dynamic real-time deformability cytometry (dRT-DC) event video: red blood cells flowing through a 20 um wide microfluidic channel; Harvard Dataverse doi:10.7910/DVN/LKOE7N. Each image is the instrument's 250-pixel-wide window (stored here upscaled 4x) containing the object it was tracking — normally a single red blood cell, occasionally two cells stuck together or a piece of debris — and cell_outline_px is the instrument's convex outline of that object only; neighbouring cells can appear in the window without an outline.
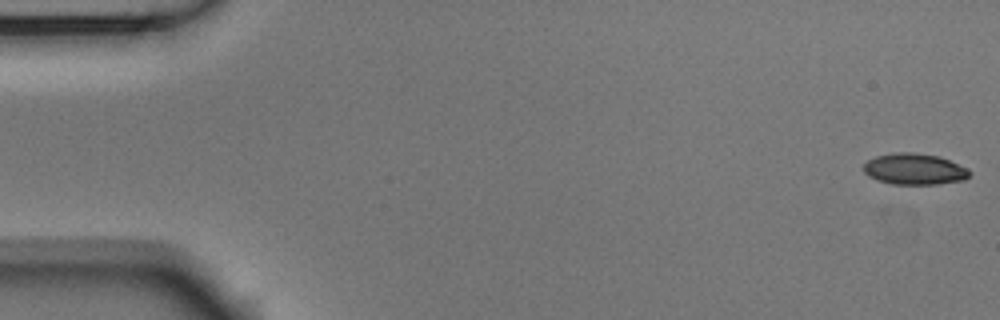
{"species": "Egyptian fruit bat (a non-hibernating species)", "species_latin": "Rousettus aegyptiacus", "temperature_condition": "room temperature", "stored_images_in_passage": 53, "camera_frame_rate_fps": 3000, "um_per_image_px": 0.085, "animal": {"sex": "male"}, "frame": {"image": 1, "passage_image": 1, "time_ms": 0.0, "image_size_px": [1000, 320], "cell_outline_px": [[972, 172], [964, 180], [936, 184], [892, 184], [868, 176], [864, 172], [864, 164], [868, 160], [876, 156], [896, 152], [912, 152], [940, 156], [968, 168]], "centroid_in_image_um": [77.75, 14.36], "position_along_channel_um": 7.2, "area_um2": 19.25}}
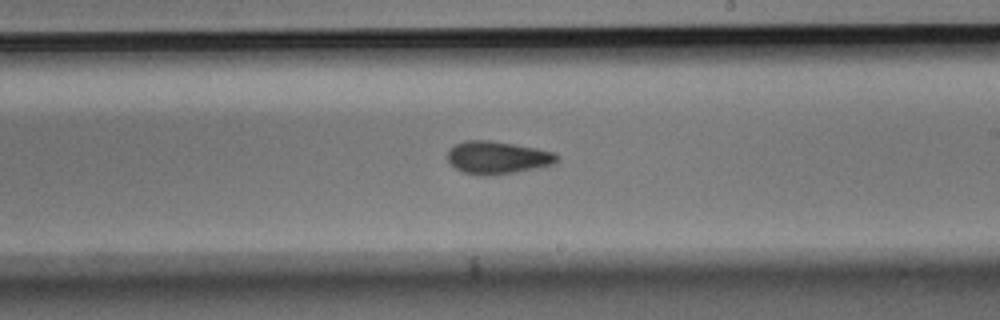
{"frame": {"image": 2, "passage_image": 31, "time_ms": 10.0, "image_size_px": [1000, 320], "cell_outline_px": [[560, 160], [556, 164], [512, 172], [488, 176], [464, 172], [456, 168], [448, 160], [448, 152], [456, 144], [464, 140], [488, 140], [536, 148], [556, 152], [560, 156]], "centroid_in_image_um": [42.34, 13.38], "position_along_channel_um": 246.7, "area_um2": 20.63}}
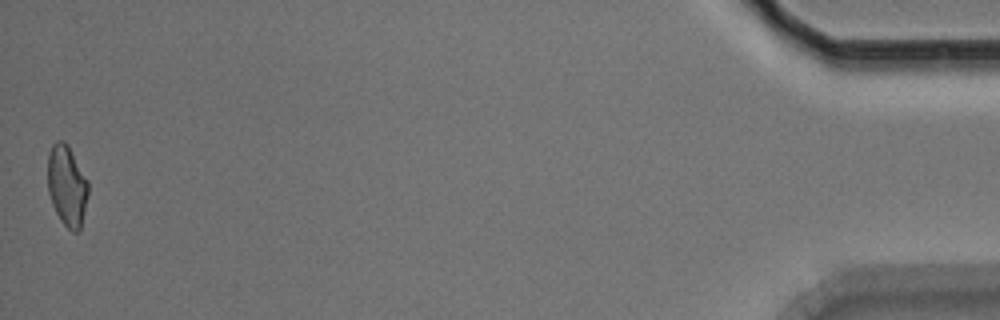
{"frame": {"image": 3, "passage_image": 53, "time_ms": 17.333, "image_size_px": [1000, 320], "cell_outline_px": [[88, 196], [80, 228], [76, 232], [72, 232], [60, 220], [52, 204], [48, 192], [48, 152], [52, 144], [56, 140], [64, 140], [68, 144], [88, 180]], "centroid_in_image_um": [5.69, 15.75], "position_along_channel_um": 429.5, "area_um2": 19.19}, "authors_computed_cell_mechanics": {"area_um2": 20.0566, "velocity_mm_per_s": 3.7818, "shape_relaxation_time_tau1_ms": 5.3204, "shape_relaxation_time_tau2_ms": 1.4284, "deformation_change_tau1": 0.1295, "deformation_change_tau2": 0.0575}}